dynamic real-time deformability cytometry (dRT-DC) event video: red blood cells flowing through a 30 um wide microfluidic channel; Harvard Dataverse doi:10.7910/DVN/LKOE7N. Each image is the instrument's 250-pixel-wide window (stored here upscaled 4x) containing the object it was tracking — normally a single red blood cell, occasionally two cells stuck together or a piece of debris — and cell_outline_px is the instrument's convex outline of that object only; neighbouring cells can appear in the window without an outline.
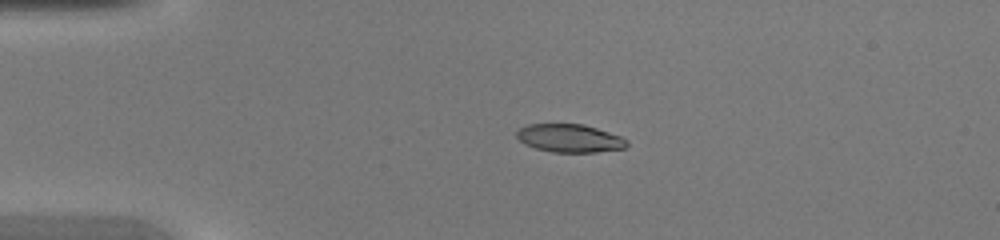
{"species": "common noctule bat (a hibernating species)", "species_latin": "Nyctalus noctula", "temperature_condition": "warm", "stored_images_in_passage": 40, "camera_frame_rate_fps": 3000, "um_per_image_px": 0.085, "animal": {"sex": "female", "body_mass_g": 20.0, "forearm_length_mm": 54.0}, "frame": {"image": 1, "passage_image": 10, "time_ms": 3.0, "image_size_px": [1000, 240], "cell_outline_px": [[628, 144], [624, 148], [596, 152], [552, 152], [536, 148], [524, 144], [516, 136], [516, 132], [520, 128], [528, 124], [584, 124], [620, 136], [628, 140]], "centroid_in_image_um": [48.41, 11.75], "position_along_channel_um": 36.6, "area_um2": 17.98}}
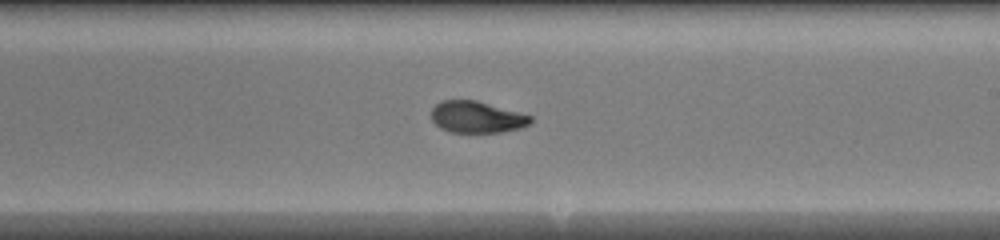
{"frame": {"image": 2, "passage_image": 27, "time_ms": 8.667, "image_size_px": [1000, 240], "cell_outline_px": [[532, 120], [528, 124], [520, 128], [500, 132], [448, 132], [440, 128], [432, 120], [432, 108], [440, 100], [476, 100], [532, 116]], "centroid_in_image_um": [40.49, 9.95], "position_along_channel_um": 248.5, "area_um2": 18.15}}
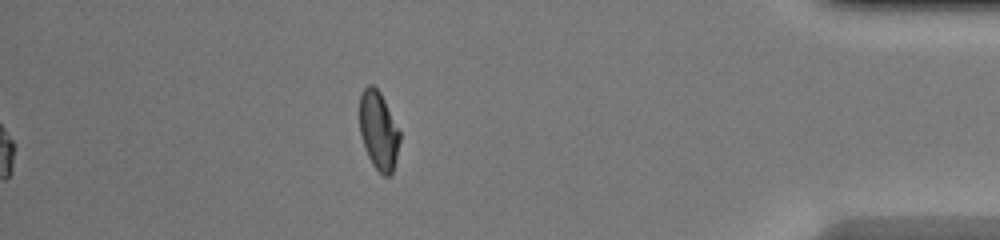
{"frame": {"image": 3, "passage_image": 40, "time_ms": 13.0, "image_size_px": [1000, 240], "cell_outline_px": [[400, 140], [392, 172], [388, 176], [384, 176], [372, 164], [364, 148], [360, 136], [360, 96], [364, 88], [368, 84], [372, 84], [380, 92], [400, 132]], "centroid_in_image_um": [32.16, 11.09], "position_along_channel_um": 403.0, "area_um2": 18.15}}